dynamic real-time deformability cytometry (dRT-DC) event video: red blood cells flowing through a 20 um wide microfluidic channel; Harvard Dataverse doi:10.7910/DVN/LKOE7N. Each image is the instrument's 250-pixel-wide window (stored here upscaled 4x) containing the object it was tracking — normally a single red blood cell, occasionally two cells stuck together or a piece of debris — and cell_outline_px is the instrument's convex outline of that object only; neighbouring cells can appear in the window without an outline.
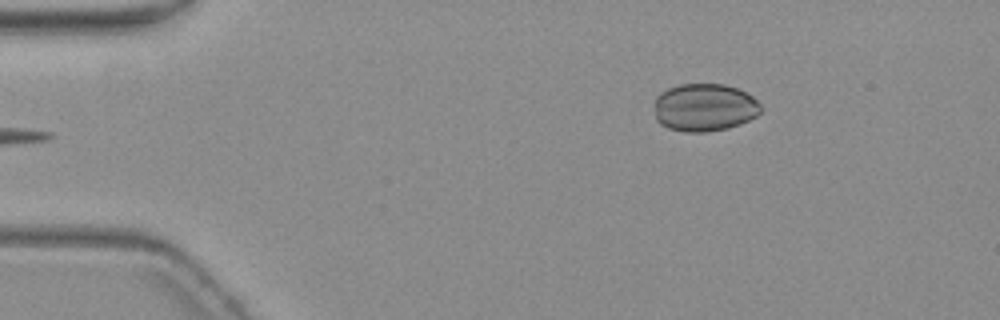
{"species": "common noctule bat (a hibernating species)", "species_latin": "Nyctalus noctula", "temperature_condition": "warm", "stored_images_in_passage": 6, "camera_frame_rate_fps": 3000, "um_per_image_px": 0.085, "animal": {"sex": "female", "body_mass_g": 19.3, "forearm_length_mm": 54.1}, "frame": {"image": 1, "passage_image": 6, "time_ms": 7.0, "image_size_px": [1000, 320], "cell_outline_px": [[764, 108], [756, 116], [740, 124], [728, 128], [708, 132], [684, 132], [668, 128], [660, 124], [656, 120], [652, 104], [656, 96], [660, 92], [668, 88], [680, 84], [724, 84], [736, 88], [752, 96]], "centroid_in_image_um": [59.84, 9.14], "position_along_channel_um": 25.2, "area_um2": 30.11}}